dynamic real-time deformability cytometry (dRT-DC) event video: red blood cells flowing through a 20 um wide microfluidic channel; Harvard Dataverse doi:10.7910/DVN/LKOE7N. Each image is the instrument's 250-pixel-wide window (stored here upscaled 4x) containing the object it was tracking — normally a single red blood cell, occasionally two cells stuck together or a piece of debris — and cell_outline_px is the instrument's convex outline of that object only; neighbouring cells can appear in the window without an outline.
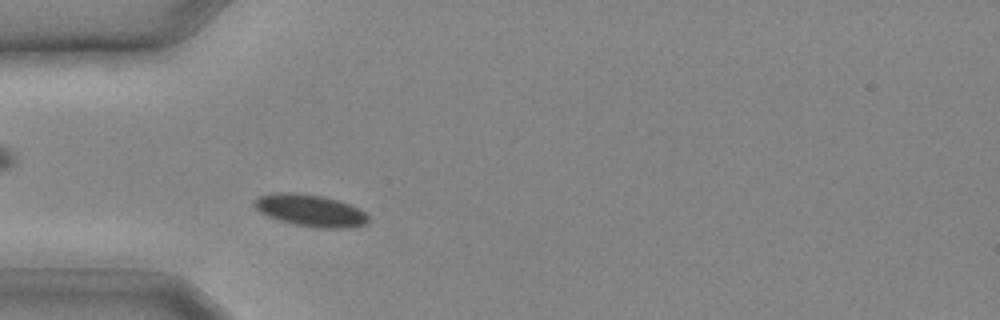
{"species": "common noctule bat (a hibernating species)", "species_latin": "Nyctalus noctula", "temperature_condition": "cold", "stored_images_in_passage": 22, "camera_frame_rate_fps": 3000, "um_per_image_px": 0.085, "animal": {"sex": "male", "body_mass_g": 20.4}, "frame": {"image": 1, "passage_image": 4, "time_ms": 1.0, "image_size_px": [1000, 320], "cell_outline_px": [[368, 224], [352, 228], [320, 228], [296, 224], [280, 220], [268, 216], [260, 212], [256, 208], [256, 200], [260, 196], [272, 192], [292, 192], [324, 196], [340, 200], [364, 212], [368, 216]], "centroid_in_image_um": [26.42, 17.89], "position_along_channel_um": 58.6, "area_um2": 21.1}}
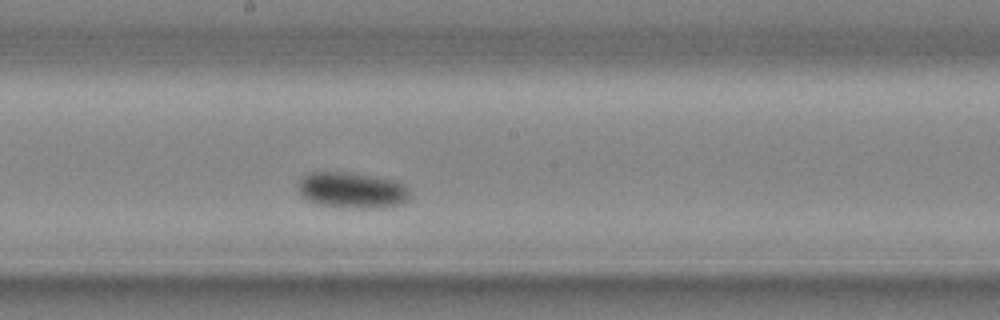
{"frame": {"image": 2, "passage_image": 11, "time_ms": 3.333, "image_size_px": [1000, 320], "cell_outline_px": [[412, 196], [404, 204], [372, 208], [352, 208], [316, 204], [300, 196], [296, 188], [300, 180], [308, 172], [348, 172], [396, 180], [404, 184], [408, 188]], "centroid_in_image_um": [29.93, 16.17], "position_along_channel_um": 218.3, "area_um2": 23.81}}
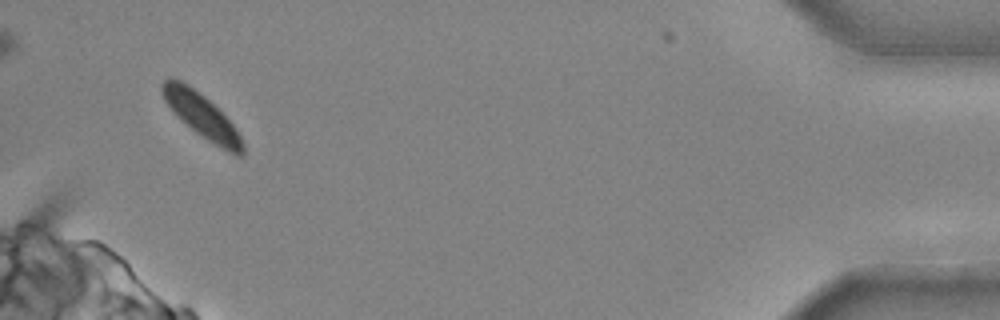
{"frame": {"image": 3, "passage_image": 22, "time_ms": 7.0, "image_size_px": [1000, 320], "cell_outline_px": [[244, 156], [236, 156], [228, 152], [208, 140], [196, 132], [164, 100], [160, 92], [160, 84], [168, 76], [172, 76], [188, 84], [204, 96], [232, 124], [240, 136], [244, 144]], "centroid_in_image_um": [17.14, 9.8], "position_along_channel_um": 418.1, "area_um2": 20.11}}